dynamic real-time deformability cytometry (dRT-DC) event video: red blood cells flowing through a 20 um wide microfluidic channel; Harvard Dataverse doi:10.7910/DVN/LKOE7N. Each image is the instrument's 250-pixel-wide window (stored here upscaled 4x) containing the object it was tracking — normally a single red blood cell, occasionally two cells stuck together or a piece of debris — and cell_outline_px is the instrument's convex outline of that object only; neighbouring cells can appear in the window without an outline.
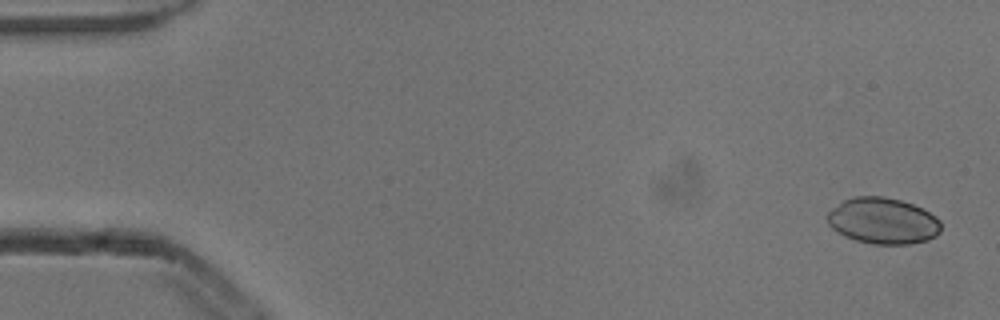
{"species": "common noctule bat (a hibernating species)", "species_latin": "Nyctalus noctula", "temperature_condition": "cold", "stored_images_in_passage": 6, "camera_frame_rate_fps": 3000, "um_per_image_px": 0.085, "animal": {"sex": "male", "body_mass_g": 13.3}, "frame": {"image": 1, "passage_image": 1, "time_ms": 0.0, "image_size_px": [1000, 320], "cell_outline_px": [[940, 232], [936, 236], [928, 240], [912, 244], [872, 244], [856, 240], [844, 236], [836, 232], [828, 224], [828, 212], [832, 208], [844, 200], [856, 196], [884, 196], [900, 200], [912, 204], [936, 216], [940, 220]], "centroid_in_image_um": [75.05, 18.78], "position_along_channel_um": 10.0, "area_um2": 30.63}}